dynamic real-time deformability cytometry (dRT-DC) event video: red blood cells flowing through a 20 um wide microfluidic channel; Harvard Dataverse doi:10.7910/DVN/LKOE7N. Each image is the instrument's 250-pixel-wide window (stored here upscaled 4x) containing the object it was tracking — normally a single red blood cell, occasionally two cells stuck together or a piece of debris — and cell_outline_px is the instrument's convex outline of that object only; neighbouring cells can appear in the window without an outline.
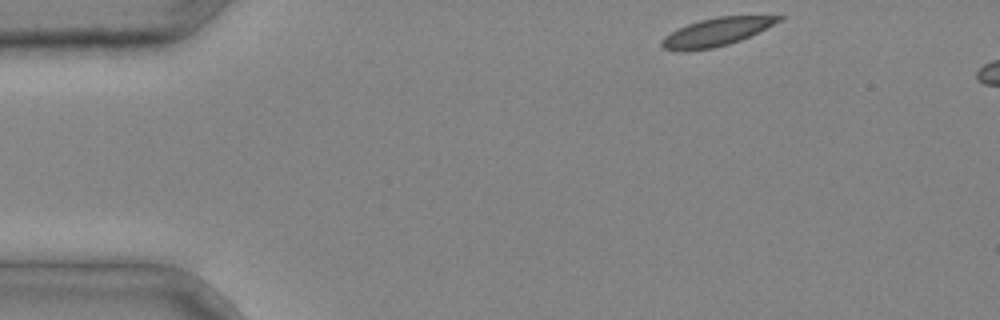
{"species": "common noctule bat (a hibernating species)", "species_latin": "Nyctalus noctula", "temperature_condition": "cold", "stored_images_in_passage": 4, "camera_frame_rate_fps": 3000, "um_per_image_px": 0.085, "animal": {"sex": "male", "body_mass_g": 20.4}, "frame": {"image": 1, "passage_image": 1, "time_ms": 0.0, "image_size_px": [1000, 320], "cell_outline_px": [[784, 16], [780, 20], [740, 40], [728, 44], [712, 48], [664, 48], [660, 44], [660, 40], [664, 36], [688, 24], [700, 20], [716, 16]], "centroid_in_image_um": [60.9, 2.68], "position_along_channel_um": 24.1, "area_um2": 17.98}}